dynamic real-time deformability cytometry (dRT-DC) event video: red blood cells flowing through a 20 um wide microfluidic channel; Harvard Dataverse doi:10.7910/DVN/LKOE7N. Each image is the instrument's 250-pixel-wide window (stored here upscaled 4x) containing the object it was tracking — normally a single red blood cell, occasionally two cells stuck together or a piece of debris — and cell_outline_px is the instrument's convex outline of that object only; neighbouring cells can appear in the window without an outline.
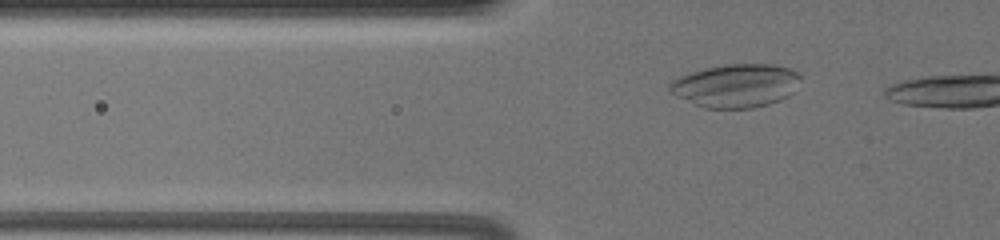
{"species": "common noctule bat (a hibernating species)", "species_latin": "Nyctalus noctula", "temperature_condition": "warm", "stored_images_in_passage": 14, "camera_frame_rate_fps": 3000, "um_per_image_px": 0.085, "animal": {"sex": "female", "body_mass_g": 19.5, "forearm_length_mm": 54.1}, "frame": {"image": 1, "passage_image": 12, "time_ms": 3.667, "image_size_px": [1000, 240], "cell_outline_px": [[800, 76], [792, 92], [788, 96], [780, 100], [768, 104], [752, 108], [704, 108], [676, 96], [668, 88], [668, 84], [672, 80], [680, 76], [704, 68], [728, 64], [772, 64], [788, 68], [796, 72]], "centroid_in_image_um": [62.52, 7.28], "position_along_channel_um": 63.3, "area_um2": 32.77}}